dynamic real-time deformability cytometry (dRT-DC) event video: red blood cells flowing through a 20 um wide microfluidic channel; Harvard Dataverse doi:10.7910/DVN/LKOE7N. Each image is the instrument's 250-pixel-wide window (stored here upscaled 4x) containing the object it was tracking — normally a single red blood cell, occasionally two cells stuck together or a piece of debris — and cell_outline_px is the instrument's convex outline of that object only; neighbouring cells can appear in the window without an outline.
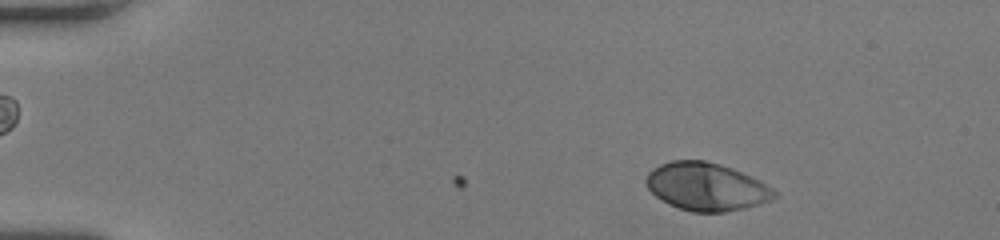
{"species": "human", "species_latin": "Homo sapiens", "temperature_condition": "room temperature", "stored_images_in_passage": 49, "camera_frame_rate_fps": 3000, "um_per_image_px": 0.085, "donor": {"sex": "female"}, "frame": {"image": 1, "passage_image": 4, "time_ms": 1.0, "image_size_px": [1000, 240], "cell_outline_px": [[776, 196], [772, 200], [744, 208], [724, 212], [692, 212], [668, 204], [656, 196], [644, 184], [644, 180], [648, 172], [652, 168], [660, 164], [672, 160], [704, 160], [720, 164], [732, 168], [752, 176], [760, 180], [772, 188], [776, 192]], "centroid_in_image_um": [60.02, 15.86], "position_along_channel_um": 25.0, "area_um2": 35.89}}
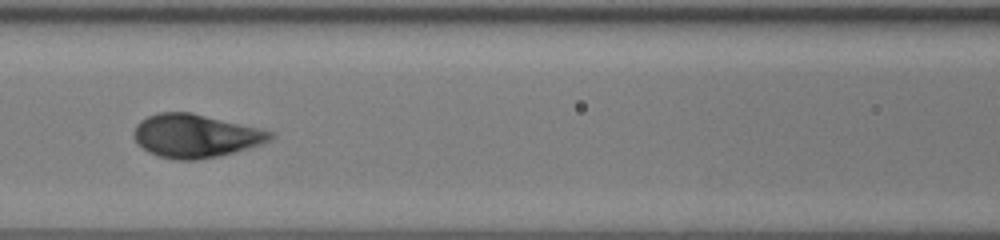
{"frame": {"image": 2, "passage_image": 21, "time_ms": 6.667, "image_size_px": [1000, 240], "cell_outline_px": [[276, 136], [272, 140], [260, 144], [232, 152], [216, 156], [196, 160], [176, 160], [160, 156], [148, 152], [136, 144], [132, 136], [132, 132], [136, 124], [140, 120], [148, 116], [160, 112], [192, 112], [276, 132]], "centroid_in_image_um": [16.58, 11.54], "position_along_channel_um": 150.0, "area_um2": 34.62}}
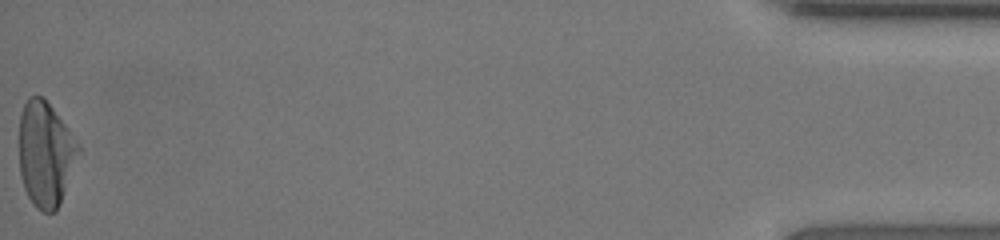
{"frame": {"image": 3, "passage_image": 49, "time_ms": 16.0, "image_size_px": [1000, 240], "cell_outline_px": [[80, 152], [60, 204], [56, 212], [44, 212], [36, 208], [28, 196], [24, 188], [20, 176], [20, 112], [28, 96], [44, 96], [64, 124], [80, 148]], "centroid_in_image_um": [3.85, 13.1], "position_along_channel_um": 431.3, "area_um2": 36.01}, "authors_computed_cell_mechanics": {"area_um2": 34.7378, "velocity_mm_per_s": 3.9968, "shape_relaxation_time_tau1_ms": 3.1852, "shape_relaxation_time_tau2_ms": null, "deformation_change_tau1": 0.2001, "deformation_change_tau2": null}}